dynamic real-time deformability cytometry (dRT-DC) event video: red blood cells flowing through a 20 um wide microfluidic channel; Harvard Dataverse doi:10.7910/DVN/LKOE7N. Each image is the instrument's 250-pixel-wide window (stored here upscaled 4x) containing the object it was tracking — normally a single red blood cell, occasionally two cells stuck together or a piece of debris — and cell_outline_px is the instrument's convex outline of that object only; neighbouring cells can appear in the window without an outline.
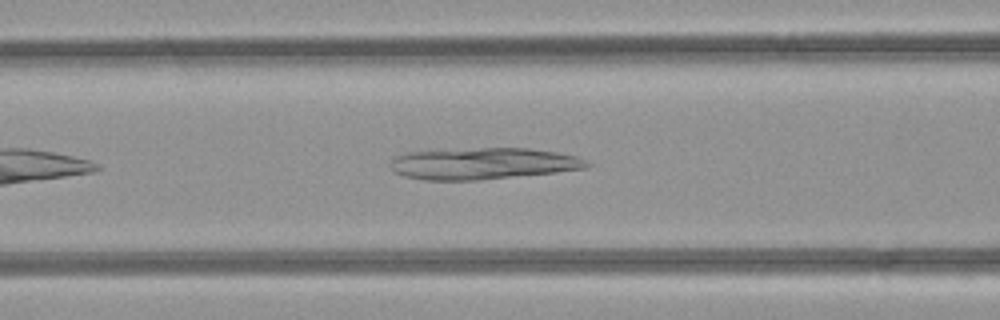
{"species": "common noctule bat (a hibernating species)", "species_latin": "Nyctalus noctula", "temperature_condition": "room temperature", "stored_images_in_passage": 37, "camera_frame_rate_fps": 3000, "um_per_image_px": 0.085, "animal": {"sex": "female", "body_mass_g": 21.9}, "frame": {"image": 1, "passage_image": 8, "time_ms": 2.333, "image_size_px": [1000, 320], "cell_outline_px": [[592, 164], [584, 168], [556, 172], [476, 180], [424, 180], [404, 176], [396, 172], [388, 164], [396, 156], [408, 152], [428, 148], [528, 148], [556, 152], [572, 156], [584, 160]], "centroid_in_image_um": [40.93, 13.88], "position_along_channel_um": 125.7, "area_um2": 36.41}}
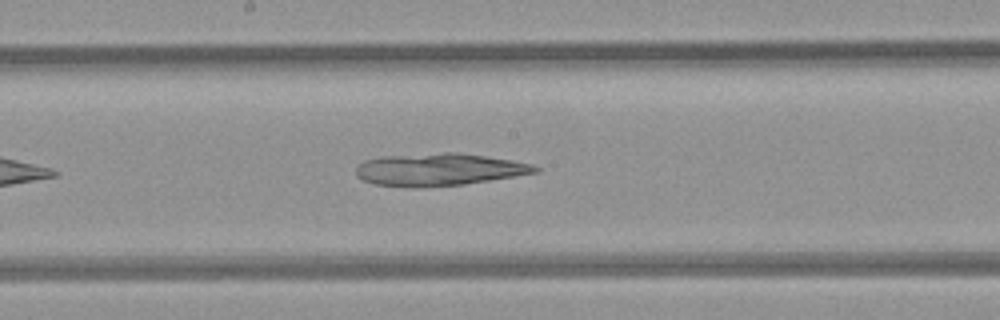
{"frame": {"image": 2, "passage_image": 14, "time_ms": 4.333, "image_size_px": [1000, 320], "cell_outline_px": [[540, 172], [464, 184], [412, 188], [376, 184], [364, 180], [356, 176], [356, 164], [364, 160], [380, 156], [444, 152], [456, 152], [512, 160], [532, 164], [540, 168]], "centroid_in_image_um": [37.28, 14.4], "position_along_channel_um": 210.9, "area_um2": 33.93}}
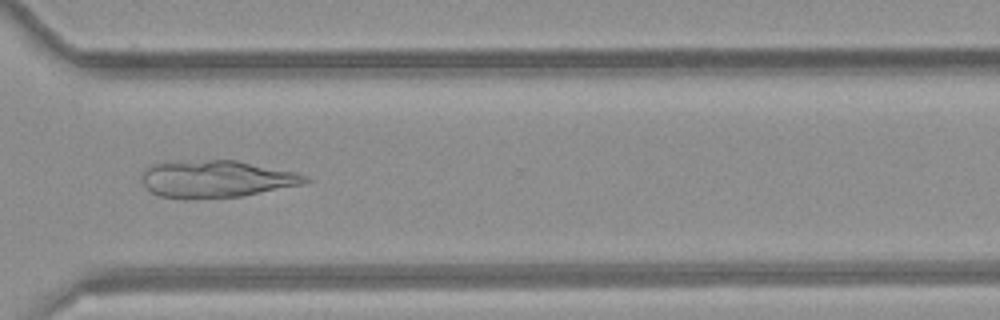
{"frame": {"image": 3, "passage_image": 24, "time_ms": 7.667, "image_size_px": [1000, 320], "cell_outline_px": [[312, 180], [304, 184], [240, 196], [188, 200], [160, 196], [152, 192], [140, 180], [140, 172], [148, 164], [208, 160], [236, 160], [296, 172], [308, 176]], "centroid_in_image_um": [18.36, 15.22], "position_along_channel_um": 352.2, "area_um2": 35.66}}